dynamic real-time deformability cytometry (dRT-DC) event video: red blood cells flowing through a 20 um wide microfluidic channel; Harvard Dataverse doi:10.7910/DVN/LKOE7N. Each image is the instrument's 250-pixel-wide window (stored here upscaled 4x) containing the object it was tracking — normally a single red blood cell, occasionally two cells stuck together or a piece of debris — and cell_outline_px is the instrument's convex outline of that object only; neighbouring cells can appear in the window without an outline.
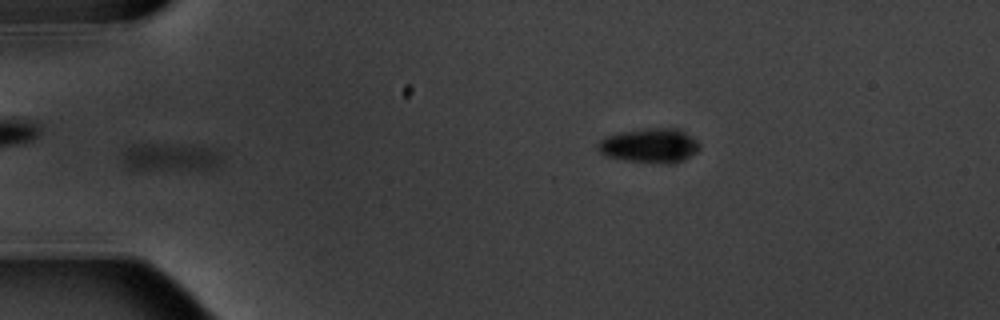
{"species": "common noctule bat (a hibernating species)", "species_latin": "Nyctalus noctula", "temperature_condition": "warm", "stored_images_in_passage": 8, "camera_frame_rate_fps": 3000, "um_per_image_px": 0.085, "animal": {"sex": "male", "body_mass_g": 20.1, "forearm_length_mm": 53.5}, "frame": {"image": 1, "passage_image": 6, "time_ms": 6.667, "image_size_px": [1000, 320], "cell_outline_px": [[220, 164], [212, 168], [132, 172], [124, 164], [124, 152], [132, 144], [164, 144], [216, 148], [220, 156]], "centroid_in_image_um": [14.41, 13.4], "position_along_channel_um": 70.6, "area_um2": 16.47}}
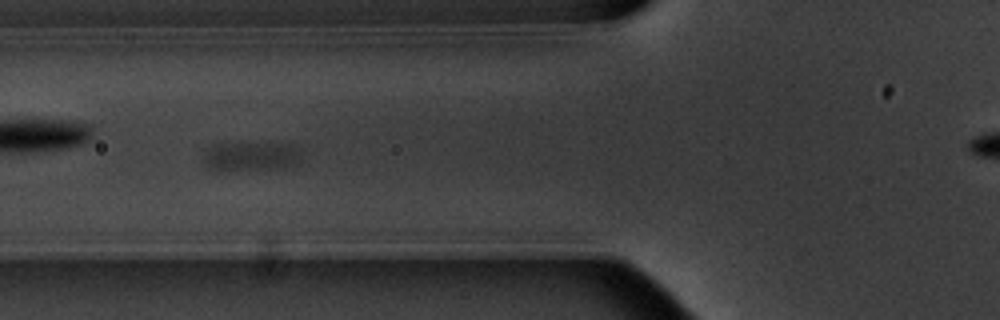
{"frame": {"image": 2, "passage_image": 7, "time_ms": 7.667, "image_size_px": [1000, 320], "cell_outline_px": [[300, 160], [292, 168], [232, 172], [216, 172], [204, 168], [204, 156], [216, 144], [288, 144], [300, 148]], "centroid_in_image_um": [21.35, 13.38], "position_along_channel_um": 104.5, "area_um2": 17.22}}